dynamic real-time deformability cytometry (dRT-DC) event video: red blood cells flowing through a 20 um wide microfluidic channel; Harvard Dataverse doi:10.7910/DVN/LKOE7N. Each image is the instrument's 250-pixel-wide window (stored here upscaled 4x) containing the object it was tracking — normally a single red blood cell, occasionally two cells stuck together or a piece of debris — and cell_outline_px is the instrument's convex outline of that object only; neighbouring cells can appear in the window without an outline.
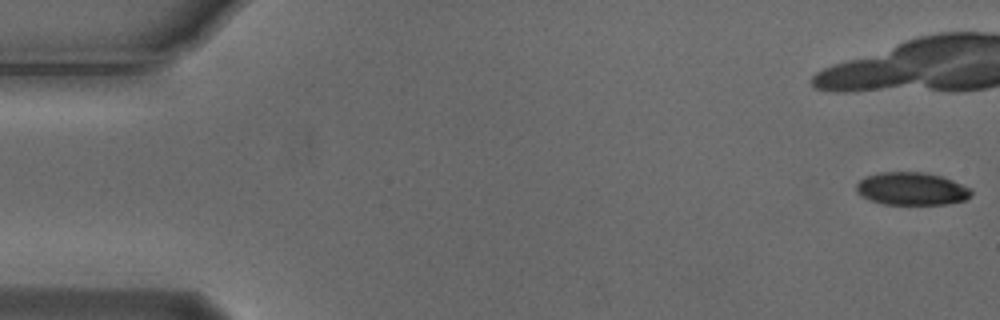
{"species": "Egyptian fruit bat (a non-hibernating species)", "species_latin": "Rousettus aegyptiacus", "temperature_condition": "cold", "stored_images_in_passage": 46, "camera_frame_rate_fps": 3000, "um_per_image_px": 0.085, "animal": {"sex": "male"}, "frame": {"image": 1, "passage_image": 1, "time_ms": 0.0, "image_size_px": [1000, 320], "cell_outline_px": [[972, 192], [964, 200], [944, 204], [884, 204], [860, 196], [856, 192], [856, 184], [860, 180], [868, 176], [880, 172], [924, 172], [940, 176], [952, 180], [972, 188]], "centroid_in_image_um": [77.47, 16.04], "position_along_channel_um": 7.5, "area_um2": 21.79}, "authors_computed_cell_mechanics": {"area_um2": 24.5939, "velocity_mm_per_s": 3.7117, "shape_relaxation_time_tau1_ms": null, "shape_relaxation_time_tau2_ms": 3.6863, "deformation_change_tau1": null, "deformation_change_tau2": 0.0882}}